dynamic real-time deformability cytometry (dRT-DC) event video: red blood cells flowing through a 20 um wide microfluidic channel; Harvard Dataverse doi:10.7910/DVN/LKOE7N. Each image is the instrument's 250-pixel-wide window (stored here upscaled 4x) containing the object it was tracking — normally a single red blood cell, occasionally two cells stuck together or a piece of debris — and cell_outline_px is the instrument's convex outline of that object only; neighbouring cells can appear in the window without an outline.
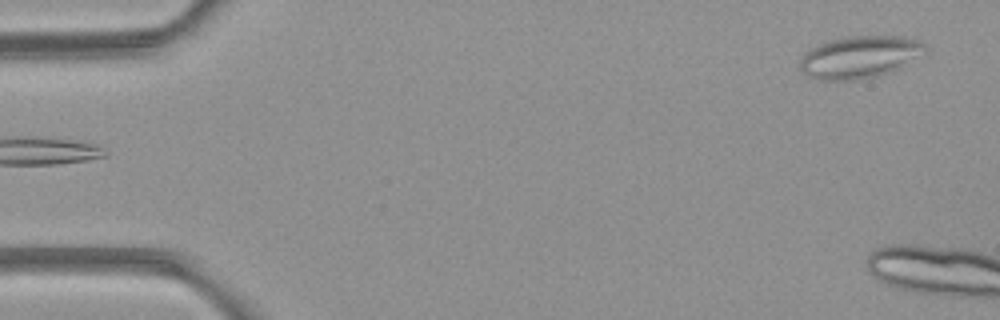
{"species": "common noctule bat (a hibernating species)", "species_latin": "Nyctalus noctula", "temperature_condition": "room temperature", "stored_images_in_passage": 5, "camera_frame_rate_fps": 3000, "um_per_image_px": 0.085, "animal": {"sex": "female", "body_mass_g": 21.9}, "frame": {"image": 1, "passage_image": 5, "time_ms": 5.333, "image_size_px": [1000, 320], "cell_outline_px": [[928, 52], [900, 68], [876, 76], [860, 80], [816, 80], [800, 72], [800, 60], [808, 48], [816, 44], [848, 36], [904, 36], [920, 40], [928, 48]], "centroid_in_image_um": [73.08, 4.85], "position_along_channel_um": 11.9, "area_um2": 31.33}}